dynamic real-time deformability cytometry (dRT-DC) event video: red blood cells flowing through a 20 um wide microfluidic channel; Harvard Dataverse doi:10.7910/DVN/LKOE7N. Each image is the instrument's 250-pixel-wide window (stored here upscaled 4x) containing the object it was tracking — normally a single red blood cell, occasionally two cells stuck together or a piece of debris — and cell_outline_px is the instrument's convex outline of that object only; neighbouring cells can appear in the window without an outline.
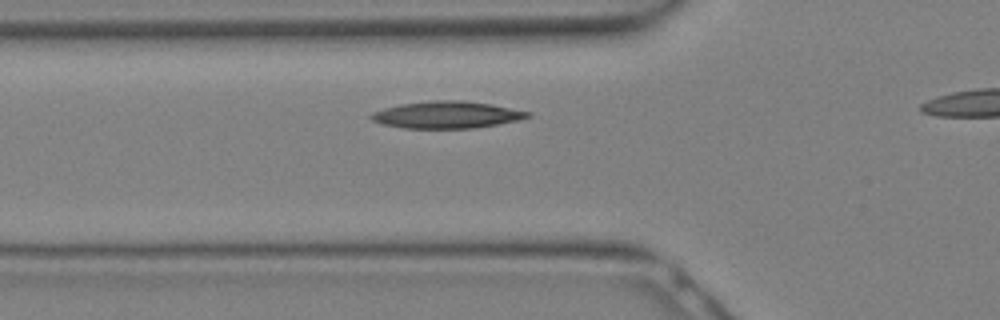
{"species": "Egyptian fruit bat (a non-hibernating species)", "species_latin": "Rousettus aegyptiacus", "temperature_condition": "warm", "stored_images_in_passage": 13, "camera_frame_rate_fps": 3000, "um_per_image_px": 0.085, "animal": {"sex": "female"}, "frame": {"image": 1, "passage_image": 8, "time_ms": 2.333, "image_size_px": [1000, 320], "cell_outline_px": [[532, 116], [520, 120], [472, 128], [404, 128], [384, 124], [372, 120], [368, 116], [372, 112], [384, 108], [400, 104], [428, 100], [460, 100], [492, 104], [532, 112]], "centroid_in_image_um": [37.99, 9.75], "position_along_channel_um": 87.8, "area_um2": 24.68}}
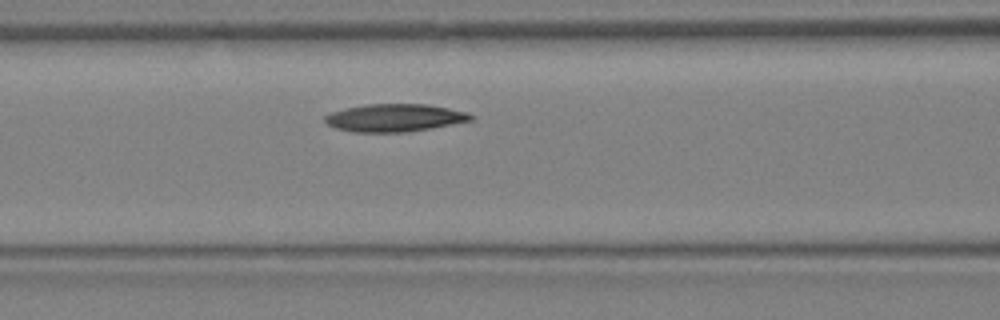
{"frame": {"image": 2, "passage_image": 10, "time_ms": 3.0, "image_size_px": [1000, 320], "cell_outline_px": [[476, 116], [472, 120], [428, 128], [404, 132], [352, 132], [336, 128], [328, 124], [324, 120], [324, 116], [332, 112], [348, 108], [368, 104], [428, 104], [468, 112]], "centroid_in_image_um": [33.55, 10.01], "position_along_channel_um": 133.0, "area_um2": 23.29}}